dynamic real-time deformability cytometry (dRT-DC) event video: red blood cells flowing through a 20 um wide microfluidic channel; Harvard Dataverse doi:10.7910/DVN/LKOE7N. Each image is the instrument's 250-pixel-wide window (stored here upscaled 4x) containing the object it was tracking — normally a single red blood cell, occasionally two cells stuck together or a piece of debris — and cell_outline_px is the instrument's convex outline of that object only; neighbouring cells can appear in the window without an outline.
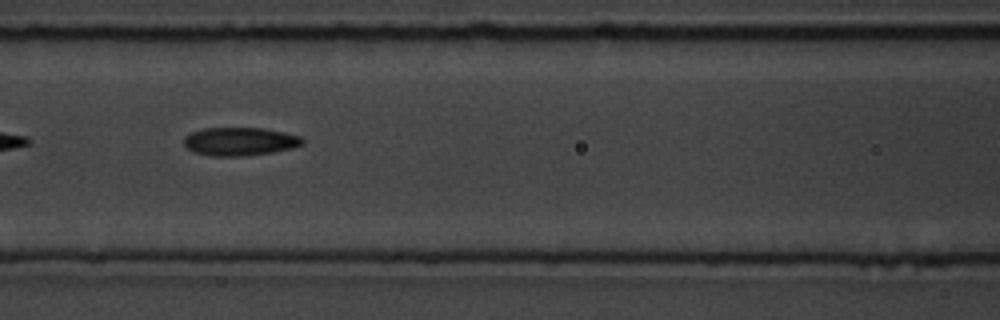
{"species": "common noctule bat (a hibernating species)", "species_latin": "Nyctalus noctula", "temperature_condition": "room temperature", "stored_images_in_passage": 16, "camera_frame_rate_fps": 3000, "um_per_image_px": 0.085, "animal": {"sex": "male", "body_mass_g": 19.5, "forearm_length_mm": 54.6}, "frame": {"image": 1, "passage_image": 7, "time_ms": 6.667, "image_size_px": [1000, 320], "cell_outline_px": [[304, 144], [292, 148], [272, 152], [244, 156], [212, 156], [192, 152], [184, 144], [184, 136], [192, 132], [204, 128], [264, 128], [284, 132], [300, 136], [304, 140]], "centroid_in_image_um": [20.39, 12.02], "position_along_channel_um": 146.2, "area_um2": 19.59}, "authors_computed_cell_mechanics": {"area_um2": 19.363, "velocity_mm_per_s": 3.7557, "shape_relaxation_time_tau1_ms": 5.0553, "shape_relaxation_time_tau2_ms": null, "deformation_change_tau1": 0.1388, "deformation_change_tau2": null}}